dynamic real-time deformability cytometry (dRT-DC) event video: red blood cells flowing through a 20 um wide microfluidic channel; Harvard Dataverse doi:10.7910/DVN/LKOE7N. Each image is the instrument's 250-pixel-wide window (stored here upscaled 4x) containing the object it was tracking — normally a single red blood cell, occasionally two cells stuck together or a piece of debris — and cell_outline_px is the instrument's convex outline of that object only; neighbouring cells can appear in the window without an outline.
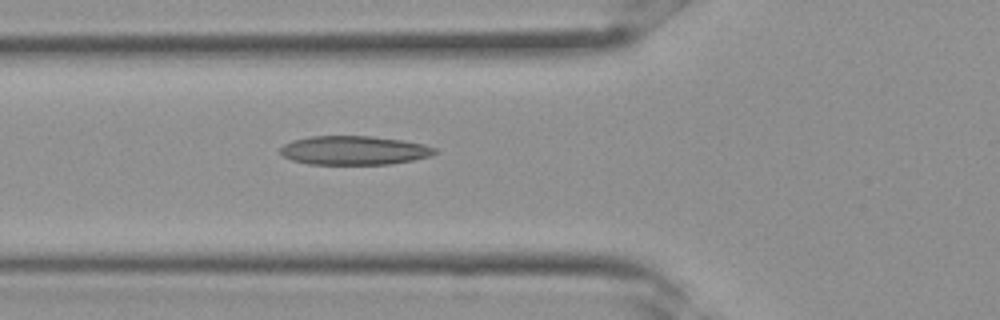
{"species": "Egyptian fruit bat (a non-hibernating species)", "species_latin": "Rousettus aegyptiacus", "temperature_condition": "room temperature", "stored_images_in_passage": 6, "camera_frame_rate_fps": 3000, "um_per_image_px": 0.085, "frame": {"image": 1, "passage_image": 2, "time_ms": 0.333, "image_size_px": [1000, 320], "cell_outline_px": [[428, 152], [420, 156], [404, 160], [376, 164], [320, 164], [300, 160], [288, 156], [292, 144], [300, 140], [324, 136], [356, 136], [392, 140], [416, 144], [424, 148]], "centroid_in_image_um": [30.05, 12.79], "position_along_channel_um": 95.8, "area_um2": 22.2}}
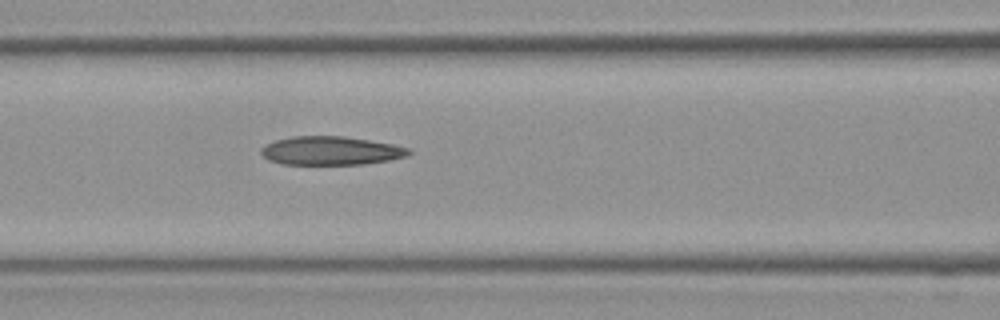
{"frame": {"image": 2, "passage_image": 4, "time_ms": 1.0, "image_size_px": [1000, 320], "cell_outline_px": [[408, 152], [400, 156], [380, 160], [352, 164], [292, 164], [276, 160], [268, 156], [264, 152], [264, 148], [280, 140], [304, 136], [328, 136], [360, 140], [384, 144], [400, 148]], "centroid_in_image_um": [28.03, 12.82], "position_along_channel_um": 138.6, "area_um2": 21.68}}
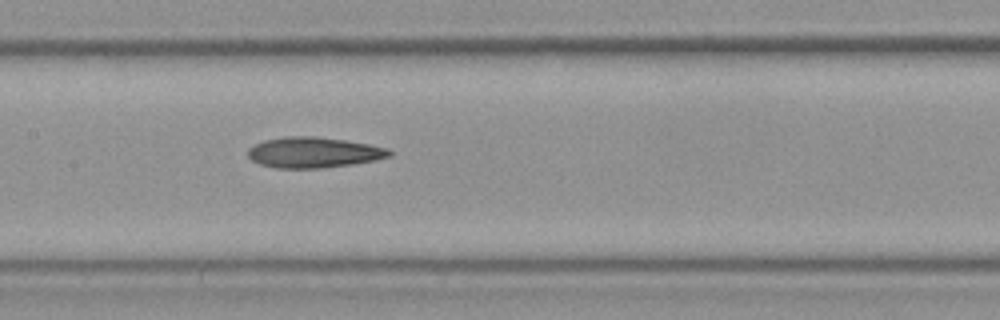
{"frame": {"image": 3, "passage_image": 6, "time_ms": 1.667, "image_size_px": [1000, 320], "cell_outline_px": [[388, 152], [384, 156], [368, 160], [340, 164], [300, 168], [296, 168], [268, 164], [256, 160], [252, 156], [252, 148], [260, 144], [272, 140], [332, 140], [360, 144], [376, 148]], "centroid_in_image_um": [26.62, 13.0], "position_along_channel_um": 180.8, "area_um2": 20.46}}